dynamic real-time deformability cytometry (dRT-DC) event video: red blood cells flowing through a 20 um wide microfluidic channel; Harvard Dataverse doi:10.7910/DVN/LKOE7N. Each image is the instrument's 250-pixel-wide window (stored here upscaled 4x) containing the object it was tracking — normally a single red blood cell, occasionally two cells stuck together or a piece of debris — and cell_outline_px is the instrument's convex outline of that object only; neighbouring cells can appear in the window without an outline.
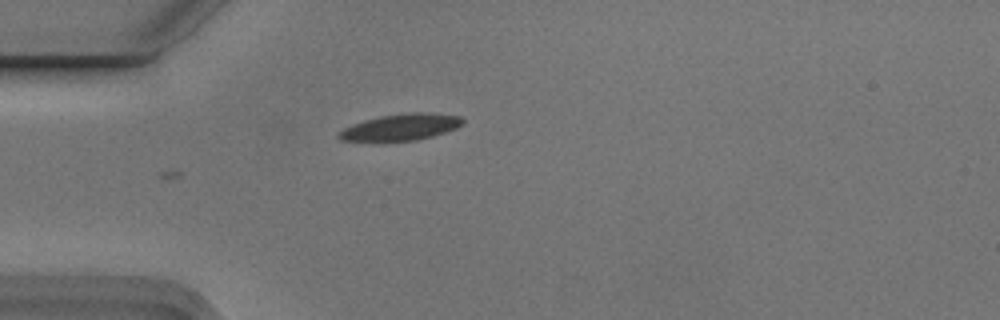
{"species": "Egyptian fruit bat (a non-hibernating species)", "species_latin": "Rousettus aegyptiacus", "temperature_condition": "cold", "stored_images_in_passage": 3, "camera_frame_rate_fps": 3000, "um_per_image_px": 0.085, "animal": {"sex": "male"}, "frame": {"image": 1, "passage_image": 2, "time_ms": 0.333, "image_size_px": [1000, 320], "cell_outline_px": [[464, 124], [456, 128], [432, 136], [416, 140], [340, 140], [336, 136], [344, 128], [352, 124], [364, 120], [380, 116], [412, 112], [428, 112], [460, 116], [464, 120]], "centroid_in_image_um": [34.11, 10.78], "position_along_channel_um": 50.9, "area_um2": 18.79}}